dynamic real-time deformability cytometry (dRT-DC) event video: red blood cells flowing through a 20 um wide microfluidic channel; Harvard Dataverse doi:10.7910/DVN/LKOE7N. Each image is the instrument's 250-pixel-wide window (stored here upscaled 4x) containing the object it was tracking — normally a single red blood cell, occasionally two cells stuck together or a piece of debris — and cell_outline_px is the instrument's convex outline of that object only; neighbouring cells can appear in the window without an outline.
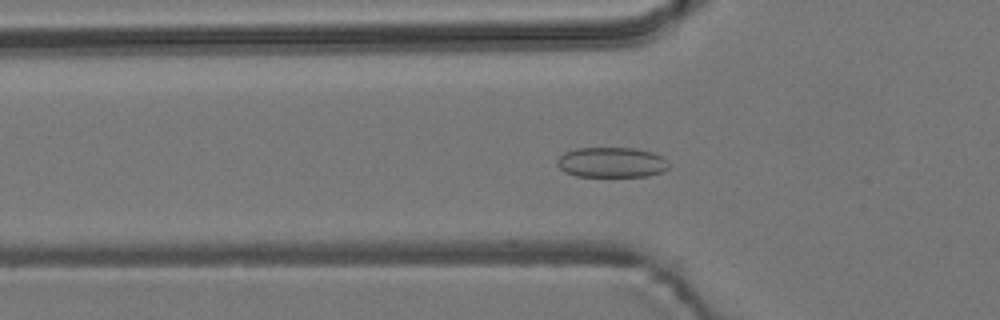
{"species": "common noctule bat (a hibernating species)", "species_latin": "Nyctalus noctula", "temperature_condition": "room temperature", "stored_images_in_passage": 56, "camera_frame_rate_fps": 3000, "um_per_image_px": 0.085, "animal": {"sex": "male", "body_mass_g": 19.2, "forearm_length_mm": 51.8}, "frame": {"image": 1, "passage_image": 18, "time_ms": 5.667, "image_size_px": [1000, 320], "cell_outline_px": [[668, 168], [660, 172], [648, 176], [576, 176], [564, 172], [556, 164], [556, 160], [564, 152], [576, 148], [636, 148], [652, 152], [660, 156], [668, 164]], "centroid_in_image_um": [51.93, 13.8], "position_along_channel_um": 73.9, "area_um2": 19.59}}
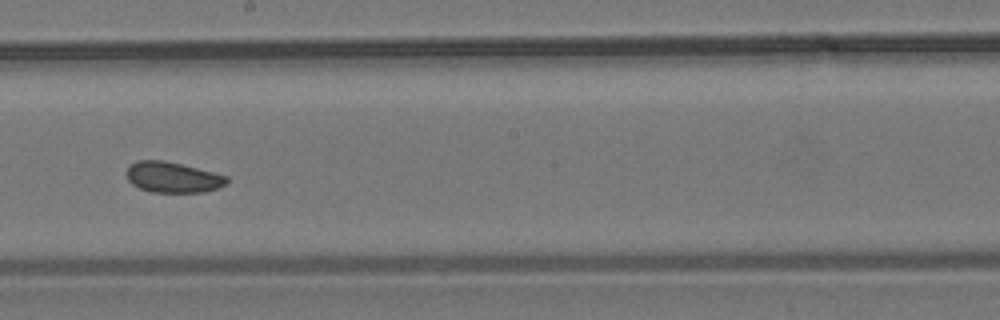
{"frame": {"image": 2, "passage_image": 31, "time_ms": 10.0, "image_size_px": [1000, 320], "cell_outline_px": [[228, 180], [224, 184], [216, 188], [204, 192], [152, 192], [140, 188], [132, 184], [128, 180], [124, 172], [128, 164], [136, 160], [164, 160], [228, 176]], "centroid_in_image_um": [14.6, 15.05], "position_along_channel_um": 233.6, "area_um2": 17.92}}
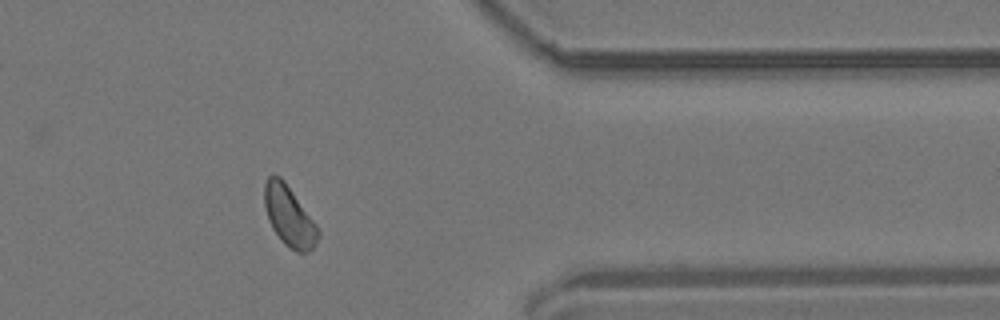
{"frame": {"image": 3, "passage_image": 45, "time_ms": 14.667, "image_size_px": [1000, 320], "cell_outline_px": [[320, 236], [312, 248], [308, 252], [296, 252], [284, 244], [272, 228], [268, 220], [264, 204], [264, 184], [268, 176], [280, 176], [284, 180], [316, 224], [320, 232]], "centroid_in_image_um": [24.57, 18.38], "position_along_channel_um": 386.8, "area_um2": 18.73}, "authors_computed_cell_mechanics": {"area_um2": 18.6405, "velocity_mm_per_s": 3.6735, "shape_relaxation_time_tau1_ms": 4.3391, "shape_relaxation_time_tau2_ms": 3.2445, "deformation_change_tau1": 0.0441, "deformation_change_tau2": 0.0724}}